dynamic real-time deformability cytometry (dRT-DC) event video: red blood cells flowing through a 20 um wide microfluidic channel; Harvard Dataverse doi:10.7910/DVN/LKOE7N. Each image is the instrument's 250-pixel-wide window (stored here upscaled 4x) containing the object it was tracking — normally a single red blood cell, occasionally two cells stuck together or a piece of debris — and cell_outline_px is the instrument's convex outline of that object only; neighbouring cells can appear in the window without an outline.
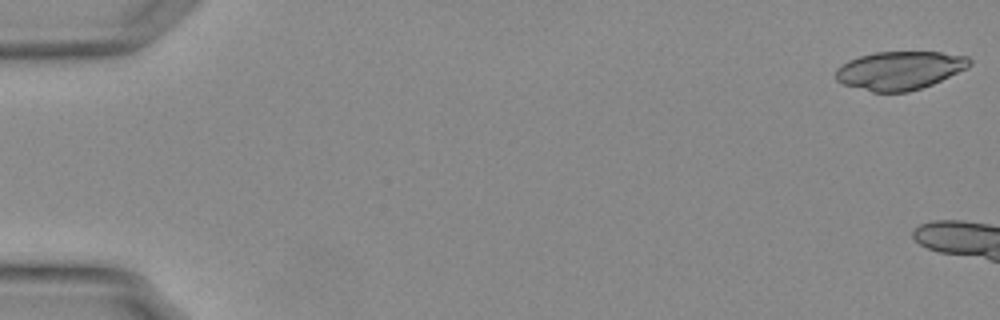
{"species": "Egyptian fruit bat (a non-hibernating species)", "species_latin": "Rousettus aegyptiacus", "temperature_condition": "warm", "stored_images_in_passage": 10, "camera_frame_rate_fps": 3000, "um_per_image_px": 0.085, "animal": {"sex": "female"}, "frame": {"image": 1, "passage_image": 1, "time_ms": 0.0, "image_size_px": [1000, 320], "cell_outline_px": [[972, 64], [968, 68], [932, 84], [908, 92], [872, 92], [844, 84], [836, 80], [836, 68], [840, 64], [848, 60], [860, 56], [876, 52], [940, 52], [968, 56], [972, 60]], "centroid_in_image_um": [76.48, 5.98], "position_along_channel_um": 8.5, "area_um2": 30.0}}